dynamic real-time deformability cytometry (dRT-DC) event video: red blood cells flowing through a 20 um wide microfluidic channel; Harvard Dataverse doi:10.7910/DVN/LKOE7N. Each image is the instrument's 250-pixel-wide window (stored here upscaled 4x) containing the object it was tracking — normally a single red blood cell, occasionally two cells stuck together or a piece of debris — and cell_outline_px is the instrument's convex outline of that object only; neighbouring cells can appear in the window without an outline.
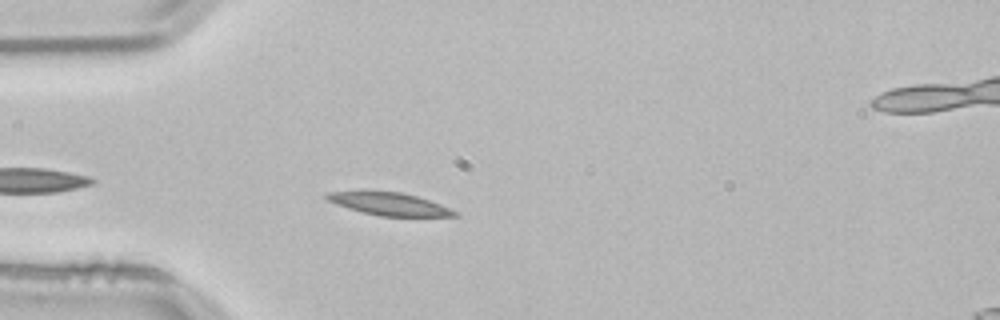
{"species": "common noctule bat (a hibernating species)", "species_latin": "Nyctalus noctula", "temperature_condition": "room temperature", "stored_images_in_passage": 12, "camera_frame_rate_fps": 3000, "um_per_image_px": 0.085, "animal": {"sex": "male", "body_mass_g": 21.5, "forearm_length_mm": 52.0}, "frame": {"image": 1, "passage_image": 4, "time_ms": 1.0, "image_size_px": [1000, 320], "cell_outline_px": [[460, 216], [380, 216], [348, 208], [336, 204], [328, 200], [324, 196], [328, 192], [400, 192], [416, 196], [440, 204], [460, 212]], "centroid_in_image_um": [33.16, 17.35], "position_along_channel_um": 51.8, "area_um2": 16.47}}